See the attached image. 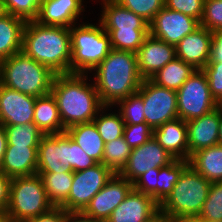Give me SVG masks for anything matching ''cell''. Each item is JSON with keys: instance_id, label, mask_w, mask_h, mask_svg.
Here are the masks:
<instances>
[{"instance_id": "50", "label": "cell", "mask_w": 222, "mask_h": 222, "mask_svg": "<svg viewBox=\"0 0 222 222\" xmlns=\"http://www.w3.org/2000/svg\"><path fill=\"white\" fill-rule=\"evenodd\" d=\"M175 222H222V221L205 220L199 217H187V218H181L179 220H176Z\"/></svg>"}, {"instance_id": "35", "label": "cell", "mask_w": 222, "mask_h": 222, "mask_svg": "<svg viewBox=\"0 0 222 222\" xmlns=\"http://www.w3.org/2000/svg\"><path fill=\"white\" fill-rule=\"evenodd\" d=\"M198 217L205 220L222 221V181L211 182L208 197Z\"/></svg>"}, {"instance_id": "26", "label": "cell", "mask_w": 222, "mask_h": 222, "mask_svg": "<svg viewBox=\"0 0 222 222\" xmlns=\"http://www.w3.org/2000/svg\"><path fill=\"white\" fill-rule=\"evenodd\" d=\"M66 132L88 156L102 163L105 143L93 121L72 125L66 129Z\"/></svg>"}, {"instance_id": "28", "label": "cell", "mask_w": 222, "mask_h": 222, "mask_svg": "<svg viewBox=\"0 0 222 222\" xmlns=\"http://www.w3.org/2000/svg\"><path fill=\"white\" fill-rule=\"evenodd\" d=\"M196 69L175 58L150 78L156 85L177 91Z\"/></svg>"}, {"instance_id": "12", "label": "cell", "mask_w": 222, "mask_h": 222, "mask_svg": "<svg viewBox=\"0 0 222 222\" xmlns=\"http://www.w3.org/2000/svg\"><path fill=\"white\" fill-rule=\"evenodd\" d=\"M174 160L172 154L152 136L143 145L132 149L127 164L118 174L133 183L149 169L167 166Z\"/></svg>"}, {"instance_id": "1", "label": "cell", "mask_w": 222, "mask_h": 222, "mask_svg": "<svg viewBox=\"0 0 222 222\" xmlns=\"http://www.w3.org/2000/svg\"><path fill=\"white\" fill-rule=\"evenodd\" d=\"M88 76L90 74H56L53 80L51 93L65 129L75 124L92 122L104 107Z\"/></svg>"}, {"instance_id": "46", "label": "cell", "mask_w": 222, "mask_h": 222, "mask_svg": "<svg viewBox=\"0 0 222 222\" xmlns=\"http://www.w3.org/2000/svg\"><path fill=\"white\" fill-rule=\"evenodd\" d=\"M209 62H222V30L212 32L211 55Z\"/></svg>"}, {"instance_id": "10", "label": "cell", "mask_w": 222, "mask_h": 222, "mask_svg": "<svg viewBox=\"0 0 222 222\" xmlns=\"http://www.w3.org/2000/svg\"><path fill=\"white\" fill-rule=\"evenodd\" d=\"M115 173L103 163L73 172L68 198L59 206L67 212H82L94 195L99 192Z\"/></svg>"}, {"instance_id": "41", "label": "cell", "mask_w": 222, "mask_h": 222, "mask_svg": "<svg viewBox=\"0 0 222 222\" xmlns=\"http://www.w3.org/2000/svg\"><path fill=\"white\" fill-rule=\"evenodd\" d=\"M205 0H164V6L179 11L201 22Z\"/></svg>"}, {"instance_id": "45", "label": "cell", "mask_w": 222, "mask_h": 222, "mask_svg": "<svg viewBox=\"0 0 222 222\" xmlns=\"http://www.w3.org/2000/svg\"><path fill=\"white\" fill-rule=\"evenodd\" d=\"M66 210L61 207H53L49 212L34 217L26 222H64Z\"/></svg>"}, {"instance_id": "15", "label": "cell", "mask_w": 222, "mask_h": 222, "mask_svg": "<svg viewBox=\"0 0 222 222\" xmlns=\"http://www.w3.org/2000/svg\"><path fill=\"white\" fill-rule=\"evenodd\" d=\"M37 172H73L68 162V133L43 135L37 150Z\"/></svg>"}, {"instance_id": "31", "label": "cell", "mask_w": 222, "mask_h": 222, "mask_svg": "<svg viewBox=\"0 0 222 222\" xmlns=\"http://www.w3.org/2000/svg\"><path fill=\"white\" fill-rule=\"evenodd\" d=\"M189 165L188 160L175 159L159 168L157 176V203L160 205L171 193L182 171Z\"/></svg>"}, {"instance_id": "4", "label": "cell", "mask_w": 222, "mask_h": 222, "mask_svg": "<svg viewBox=\"0 0 222 222\" xmlns=\"http://www.w3.org/2000/svg\"><path fill=\"white\" fill-rule=\"evenodd\" d=\"M55 76L49 67L23 51L0 62V84L36 98L51 92Z\"/></svg>"}, {"instance_id": "38", "label": "cell", "mask_w": 222, "mask_h": 222, "mask_svg": "<svg viewBox=\"0 0 222 222\" xmlns=\"http://www.w3.org/2000/svg\"><path fill=\"white\" fill-rule=\"evenodd\" d=\"M200 26L211 32L222 30V0H205Z\"/></svg>"}, {"instance_id": "18", "label": "cell", "mask_w": 222, "mask_h": 222, "mask_svg": "<svg viewBox=\"0 0 222 222\" xmlns=\"http://www.w3.org/2000/svg\"><path fill=\"white\" fill-rule=\"evenodd\" d=\"M159 212V204L151 196L132 189L106 222H149Z\"/></svg>"}, {"instance_id": "51", "label": "cell", "mask_w": 222, "mask_h": 222, "mask_svg": "<svg viewBox=\"0 0 222 222\" xmlns=\"http://www.w3.org/2000/svg\"><path fill=\"white\" fill-rule=\"evenodd\" d=\"M218 145L222 146V113H220V123L218 130Z\"/></svg>"}, {"instance_id": "9", "label": "cell", "mask_w": 222, "mask_h": 222, "mask_svg": "<svg viewBox=\"0 0 222 222\" xmlns=\"http://www.w3.org/2000/svg\"><path fill=\"white\" fill-rule=\"evenodd\" d=\"M176 94L178 118L185 122L217 108V101L211 94L207 76L202 69H196Z\"/></svg>"}, {"instance_id": "13", "label": "cell", "mask_w": 222, "mask_h": 222, "mask_svg": "<svg viewBox=\"0 0 222 222\" xmlns=\"http://www.w3.org/2000/svg\"><path fill=\"white\" fill-rule=\"evenodd\" d=\"M199 27L197 19L164 6L149 23V34L176 46L183 37Z\"/></svg>"}, {"instance_id": "3", "label": "cell", "mask_w": 222, "mask_h": 222, "mask_svg": "<svg viewBox=\"0 0 222 222\" xmlns=\"http://www.w3.org/2000/svg\"><path fill=\"white\" fill-rule=\"evenodd\" d=\"M22 51L56 74H69L72 58L70 28L27 21Z\"/></svg>"}, {"instance_id": "37", "label": "cell", "mask_w": 222, "mask_h": 222, "mask_svg": "<svg viewBox=\"0 0 222 222\" xmlns=\"http://www.w3.org/2000/svg\"><path fill=\"white\" fill-rule=\"evenodd\" d=\"M121 6L141 16L150 23L157 12L164 7V0H115Z\"/></svg>"}, {"instance_id": "22", "label": "cell", "mask_w": 222, "mask_h": 222, "mask_svg": "<svg viewBox=\"0 0 222 222\" xmlns=\"http://www.w3.org/2000/svg\"><path fill=\"white\" fill-rule=\"evenodd\" d=\"M153 137L175 159L189 160L186 122L180 118L167 121L153 129Z\"/></svg>"}, {"instance_id": "23", "label": "cell", "mask_w": 222, "mask_h": 222, "mask_svg": "<svg viewBox=\"0 0 222 222\" xmlns=\"http://www.w3.org/2000/svg\"><path fill=\"white\" fill-rule=\"evenodd\" d=\"M37 150L38 147L7 145L0 171L9 178L36 174Z\"/></svg>"}, {"instance_id": "24", "label": "cell", "mask_w": 222, "mask_h": 222, "mask_svg": "<svg viewBox=\"0 0 222 222\" xmlns=\"http://www.w3.org/2000/svg\"><path fill=\"white\" fill-rule=\"evenodd\" d=\"M34 112L33 122L43 135L66 131L62 125L56 100L51 92L36 98Z\"/></svg>"}, {"instance_id": "27", "label": "cell", "mask_w": 222, "mask_h": 222, "mask_svg": "<svg viewBox=\"0 0 222 222\" xmlns=\"http://www.w3.org/2000/svg\"><path fill=\"white\" fill-rule=\"evenodd\" d=\"M189 165L210 182L222 181V146L215 145L193 153Z\"/></svg>"}, {"instance_id": "53", "label": "cell", "mask_w": 222, "mask_h": 222, "mask_svg": "<svg viewBox=\"0 0 222 222\" xmlns=\"http://www.w3.org/2000/svg\"><path fill=\"white\" fill-rule=\"evenodd\" d=\"M217 109L222 113V97L217 101Z\"/></svg>"}, {"instance_id": "16", "label": "cell", "mask_w": 222, "mask_h": 222, "mask_svg": "<svg viewBox=\"0 0 222 222\" xmlns=\"http://www.w3.org/2000/svg\"><path fill=\"white\" fill-rule=\"evenodd\" d=\"M36 97L0 84V125L11 126L33 122Z\"/></svg>"}, {"instance_id": "40", "label": "cell", "mask_w": 222, "mask_h": 222, "mask_svg": "<svg viewBox=\"0 0 222 222\" xmlns=\"http://www.w3.org/2000/svg\"><path fill=\"white\" fill-rule=\"evenodd\" d=\"M123 136L126 143L134 149L153 136V129L147 123L124 125Z\"/></svg>"}, {"instance_id": "44", "label": "cell", "mask_w": 222, "mask_h": 222, "mask_svg": "<svg viewBox=\"0 0 222 222\" xmlns=\"http://www.w3.org/2000/svg\"><path fill=\"white\" fill-rule=\"evenodd\" d=\"M11 178L0 171V215H5L9 204Z\"/></svg>"}, {"instance_id": "36", "label": "cell", "mask_w": 222, "mask_h": 222, "mask_svg": "<svg viewBox=\"0 0 222 222\" xmlns=\"http://www.w3.org/2000/svg\"><path fill=\"white\" fill-rule=\"evenodd\" d=\"M7 14L23 20L37 19L42 0H3Z\"/></svg>"}, {"instance_id": "5", "label": "cell", "mask_w": 222, "mask_h": 222, "mask_svg": "<svg viewBox=\"0 0 222 222\" xmlns=\"http://www.w3.org/2000/svg\"><path fill=\"white\" fill-rule=\"evenodd\" d=\"M99 22L110 36L112 49L137 53L149 35V23L115 0H101Z\"/></svg>"}, {"instance_id": "21", "label": "cell", "mask_w": 222, "mask_h": 222, "mask_svg": "<svg viewBox=\"0 0 222 222\" xmlns=\"http://www.w3.org/2000/svg\"><path fill=\"white\" fill-rule=\"evenodd\" d=\"M219 123L220 112L217 108L186 122L189 158L196 151L218 145Z\"/></svg>"}, {"instance_id": "48", "label": "cell", "mask_w": 222, "mask_h": 222, "mask_svg": "<svg viewBox=\"0 0 222 222\" xmlns=\"http://www.w3.org/2000/svg\"><path fill=\"white\" fill-rule=\"evenodd\" d=\"M7 145L6 130L3 125H0V166L2 165Z\"/></svg>"}, {"instance_id": "8", "label": "cell", "mask_w": 222, "mask_h": 222, "mask_svg": "<svg viewBox=\"0 0 222 222\" xmlns=\"http://www.w3.org/2000/svg\"><path fill=\"white\" fill-rule=\"evenodd\" d=\"M53 207L39 174L11 178L9 204L5 213L8 222H26L49 212Z\"/></svg>"}, {"instance_id": "2", "label": "cell", "mask_w": 222, "mask_h": 222, "mask_svg": "<svg viewBox=\"0 0 222 222\" xmlns=\"http://www.w3.org/2000/svg\"><path fill=\"white\" fill-rule=\"evenodd\" d=\"M93 83L104 106H114L138 91L143 78L138 70L137 55L112 49L92 71Z\"/></svg>"}, {"instance_id": "25", "label": "cell", "mask_w": 222, "mask_h": 222, "mask_svg": "<svg viewBox=\"0 0 222 222\" xmlns=\"http://www.w3.org/2000/svg\"><path fill=\"white\" fill-rule=\"evenodd\" d=\"M26 21L6 14L0 18V61L22 51Z\"/></svg>"}, {"instance_id": "17", "label": "cell", "mask_w": 222, "mask_h": 222, "mask_svg": "<svg viewBox=\"0 0 222 222\" xmlns=\"http://www.w3.org/2000/svg\"><path fill=\"white\" fill-rule=\"evenodd\" d=\"M138 70L143 79H150L176 58V46L148 35L137 53Z\"/></svg>"}, {"instance_id": "29", "label": "cell", "mask_w": 222, "mask_h": 222, "mask_svg": "<svg viewBox=\"0 0 222 222\" xmlns=\"http://www.w3.org/2000/svg\"><path fill=\"white\" fill-rule=\"evenodd\" d=\"M42 178L48 200L59 207L67 198L71 190L73 172H36Z\"/></svg>"}, {"instance_id": "47", "label": "cell", "mask_w": 222, "mask_h": 222, "mask_svg": "<svg viewBox=\"0 0 222 222\" xmlns=\"http://www.w3.org/2000/svg\"><path fill=\"white\" fill-rule=\"evenodd\" d=\"M64 222H105L84 215L82 212H67Z\"/></svg>"}, {"instance_id": "32", "label": "cell", "mask_w": 222, "mask_h": 222, "mask_svg": "<svg viewBox=\"0 0 222 222\" xmlns=\"http://www.w3.org/2000/svg\"><path fill=\"white\" fill-rule=\"evenodd\" d=\"M8 145L38 147L43 133L34 122L4 126Z\"/></svg>"}, {"instance_id": "42", "label": "cell", "mask_w": 222, "mask_h": 222, "mask_svg": "<svg viewBox=\"0 0 222 222\" xmlns=\"http://www.w3.org/2000/svg\"><path fill=\"white\" fill-rule=\"evenodd\" d=\"M159 168H151L133 182V189L151 196L157 202V176Z\"/></svg>"}, {"instance_id": "11", "label": "cell", "mask_w": 222, "mask_h": 222, "mask_svg": "<svg viewBox=\"0 0 222 222\" xmlns=\"http://www.w3.org/2000/svg\"><path fill=\"white\" fill-rule=\"evenodd\" d=\"M138 92L142 95L145 123L152 129L178 118L176 91L144 79Z\"/></svg>"}, {"instance_id": "19", "label": "cell", "mask_w": 222, "mask_h": 222, "mask_svg": "<svg viewBox=\"0 0 222 222\" xmlns=\"http://www.w3.org/2000/svg\"><path fill=\"white\" fill-rule=\"evenodd\" d=\"M84 0H42L38 17L35 21L47 26H62L70 28L80 15H83Z\"/></svg>"}, {"instance_id": "34", "label": "cell", "mask_w": 222, "mask_h": 222, "mask_svg": "<svg viewBox=\"0 0 222 222\" xmlns=\"http://www.w3.org/2000/svg\"><path fill=\"white\" fill-rule=\"evenodd\" d=\"M115 106L119 108L125 125L145 123L142 95L138 91L118 101Z\"/></svg>"}, {"instance_id": "20", "label": "cell", "mask_w": 222, "mask_h": 222, "mask_svg": "<svg viewBox=\"0 0 222 222\" xmlns=\"http://www.w3.org/2000/svg\"><path fill=\"white\" fill-rule=\"evenodd\" d=\"M212 32L200 26L176 45V58L195 69H203L210 60Z\"/></svg>"}, {"instance_id": "30", "label": "cell", "mask_w": 222, "mask_h": 222, "mask_svg": "<svg viewBox=\"0 0 222 222\" xmlns=\"http://www.w3.org/2000/svg\"><path fill=\"white\" fill-rule=\"evenodd\" d=\"M108 108L112 109L113 106H104L93 120L104 143L122 137L125 125L118 110L117 113L116 110L115 113L114 111L112 113L104 112L108 111Z\"/></svg>"}, {"instance_id": "39", "label": "cell", "mask_w": 222, "mask_h": 222, "mask_svg": "<svg viewBox=\"0 0 222 222\" xmlns=\"http://www.w3.org/2000/svg\"><path fill=\"white\" fill-rule=\"evenodd\" d=\"M68 162L73 172L85 170L95 166L98 162L88 156L84 150L68 135Z\"/></svg>"}, {"instance_id": "52", "label": "cell", "mask_w": 222, "mask_h": 222, "mask_svg": "<svg viewBox=\"0 0 222 222\" xmlns=\"http://www.w3.org/2000/svg\"><path fill=\"white\" fill-rule=\"evenodd\" d=\"M7 14L3 0H0V18Z\"/></svg>"}, {"instance_id": "33", "label": "cell", "mask_w": 222, "mask_h": 222, "mask_svg": "<svg viewBox=\"0 0 222 222\" xmlns=\"http://www.w3.org/2000/svg\"><path fill=\"white\" fill-rule=\"evenodd\" d=\"M132 148L126 143L124 136L105 143L102 163L114 173H119L127 164Z\"/></svg>"}, {"instance_id": "43", "label": "cell", "mask_w": 222, "mask_h": 222, "mask_svg": "<svg viewBox=\"0 0 222 222\" xmlns=\"http://www.w3.org/2000/svg\"><path fill=\"white\" fill-rule=\"evenodd\" d=\"M202 70L207 76L212 96L218 101L222 97V62H208Z\"/></svg>"}, {"instance_id": "7", "label": "cell", "mask_w": 222, "mask_h": 222, "mask_svg": "<svg viewBox=\"0 0 222 222\" xmlns=\"http://www.w3.org/2000/svg\"><path fill=\"white\" fill-rule=\"evenodd\" d=\"M211 182L188 165L168 197L159 205L161 214L179 220L198 217L209 193Z\"/></svg>"}, {"instance_id": "54", "label": "cell", "mask_w": 222, "mask_h": 222, "mask_svg": "<svg viewBox=\"0 0 222 222\" xmlns=\"http://www.w3.org/2000/svg\"><path fill=\"white\" fill-rule=\"evenodd\" d=\"M0 222H8L5 215H0Z\"/></svg>"}, {"instance_id": "6", "label": "cell", "mask_w": 222, "mask_h": 222, "mask_svg": "<svg viewBox=\"0 0 222 222\" xmlns=\"http://www.w3.org/2000/svg\"><path fill=\"white\" fill-rule=\"evenodd\" d=\"M82 23L70 27L72 52L70 73L91 74L108 56L112 46L110 36L100 22L96 25L89 22Z\"/></svg>"}, {"instance_id": "49", "label": "cell", "mask_w": 222, "mask_h": 222, "mask_svg": "<svg viewBox=\"0 0 222 222\" xmlns=\"http://www.w3.org/2000/svg\"><path fill=\"white\" fill-rule=\"evenodd\" d=\"M149 222H175L174 219H171L169 216L163 215L160 212Z\"/></svg>"}, {"instance_id": "14", "label": "cell", "mask_w": 222, "mask_h": 222, "mask_svg": "<svg viewBox=\"0 0 222 222\" xmlns=\"http://www.w3.org/2000/svg\"><path fill=\"white\" fill-rule=\"evenodd\" d=\"M132 189L133 183L115 173L106 185L94 195L82 213L106 222L112 211L128 196Z\"/></svg>"}]
</instances>
